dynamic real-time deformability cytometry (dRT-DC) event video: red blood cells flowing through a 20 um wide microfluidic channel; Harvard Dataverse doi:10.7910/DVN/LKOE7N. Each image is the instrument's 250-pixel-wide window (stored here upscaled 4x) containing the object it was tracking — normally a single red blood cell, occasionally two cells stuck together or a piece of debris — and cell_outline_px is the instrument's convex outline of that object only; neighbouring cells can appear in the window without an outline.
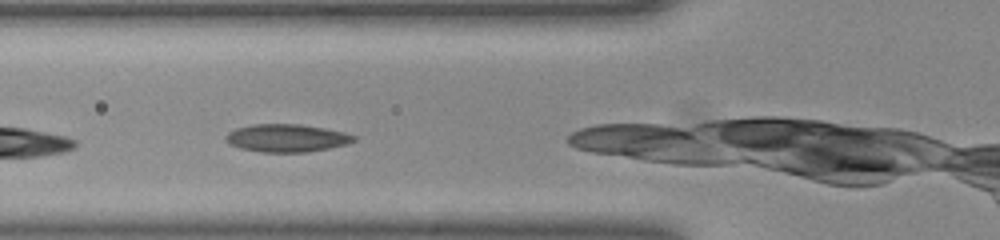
{"species": "common noctule bat (a hibernating species)", "species_latin": "Nyctalus noctula", "temperature_condition": "room temperature", "stored_images_in_passage": 22, "camera_frame_rate_fps": 3000, "um_per_image_px": 0.085, "animal": {"sex": "female", "body_mass_g": 23.0, "forearm_length_mm": 53.4}, "frame": {"image": 1, "passage_image": 4, "time_ms": 1.0, "image_size_px": [1000, 240], "cell_outline_px": [[356, 140], [348, 144], [308, 152], [260, 152], [240, 148], [232, 144], [224, 136], [228, 132], [236, 128], [256, 124], [300, 124], [324, 128], [344, 132], [356, 136]], "centroid_in_image_um": [24.4, 11.73], "position_along_channel_um": 101.4, "area_um2": 20.63}}
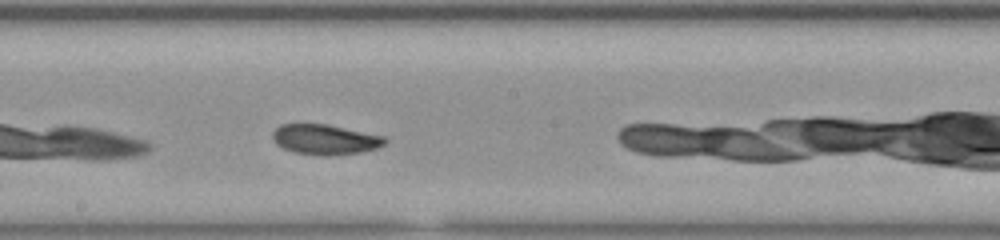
{"frame": {"image": 2, "passage_image": 13, "time_ms": 4.0, "image_size_px": [1000, 240], "cell_outline_px": [[388, 140], [384, 144], [376, 148], [360, 152], [328, 156], [324, 156], [296, 152], [284, 148], [276, 144], [272, 136], [272, 132], [280, 124], [328, 124], [384, 136]], "centroid_in_image_um": [27.63, 11.85], "position_along_channel_um": 220.6, "area_um2": 19.65}}
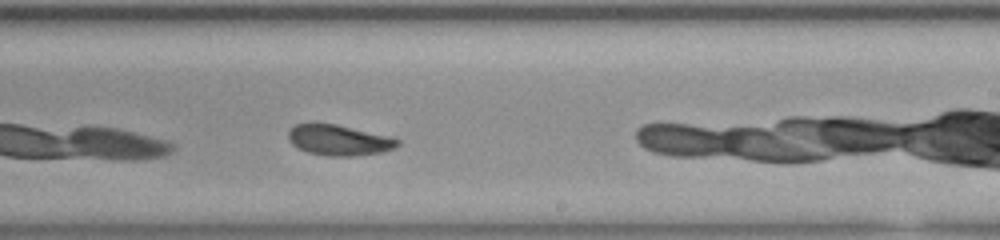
{"frame": {"image": 3, "passage_image": 16, "time_ms": 5.0, "image_size_px": [1000, 240], "cell_outline_px": [[400, 144], [396, 148], [380, 152], [352, 156], [328, 156], [308, 152], [292, 144], [288, 140], [288, 132], [296, 124], [336, 124], [400, 140]], "centroid_in_image_um": [28.79, 11.93], "position_along_channel_um": 260.2, "area_um2": 18.96}}